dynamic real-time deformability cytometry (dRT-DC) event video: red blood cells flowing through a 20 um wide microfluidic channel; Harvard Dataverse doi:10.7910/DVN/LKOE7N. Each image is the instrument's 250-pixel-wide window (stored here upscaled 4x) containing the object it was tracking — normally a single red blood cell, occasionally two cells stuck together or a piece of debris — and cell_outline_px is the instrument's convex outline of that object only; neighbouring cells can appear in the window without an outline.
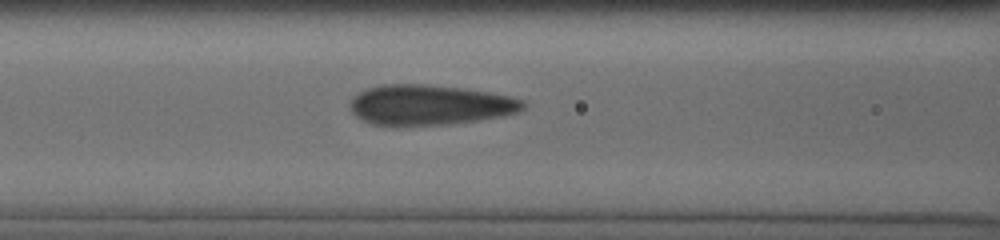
{"species": "human", "species_latin": "Homo sapiens", "temperature_condition": "cold", "stored_images_in_passage": 25, "camera_frame_rate_fps": 3000, "um_per_image_px": 0.085, "donor": {"sex": "male"}, "frame": {"image": 1, "passage_image": 14, "time_ms": 6.0, "image_size_px": [1000, 240], "cell_outline_px": [[524, 108], [516, 112], [500, 116], [476, 120], [444, 124], [372, 124], [356, 116], [352, 112], [352, 100], [360, 92], [368, 88], [384, 84], [424, 84], [460, 88], [488, 92], [508, 96], [524, 100]], "centroid_in_image_um": [36.54, 8.9], "position_along_channel_um": 130.1, "area_um2": 39.42}}
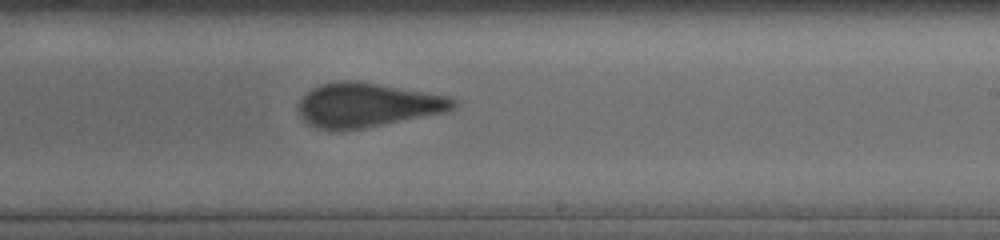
{"frame": {"image": 2, "passage_image": 19, "time_ms": 9.333, "image_size_px": [1000, 240], "cell_outline_px": [[456, 104], [452, 108], [444, 112], [344, 132], [328, 132], [316, 128], [308, 124], [300, 116], [300, 100], [312, 88], [320, 84], [344, 80], [360, 80], [448, 96], [456, 100]], "centroid_in_image_um": [31.17, 8.94], "position_along_channel_um": 257.8, "area_um2": 40.11}}
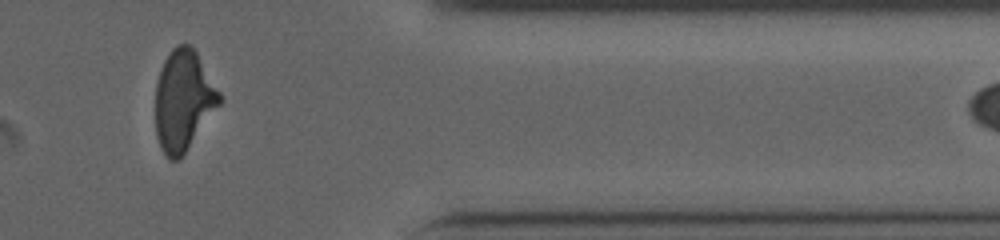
{"frame": {"image": 3, "passage_image": 24, "time_ms": 13.333, "image_size_px": [1000, 240], "cell_outline_px": [[224, 100], [184, 152], [176, 160], [168, 160], [160, 148], [156, 136], [156, 84], [160, 68], [164, 60], [172, 48], [176, 44], [188, 44], [196, 52], [220, 92]], "centroid_in_image_um": [15.58, 8.52], "position_along_channel_um": 395.8, "area_um2": 37.34}}